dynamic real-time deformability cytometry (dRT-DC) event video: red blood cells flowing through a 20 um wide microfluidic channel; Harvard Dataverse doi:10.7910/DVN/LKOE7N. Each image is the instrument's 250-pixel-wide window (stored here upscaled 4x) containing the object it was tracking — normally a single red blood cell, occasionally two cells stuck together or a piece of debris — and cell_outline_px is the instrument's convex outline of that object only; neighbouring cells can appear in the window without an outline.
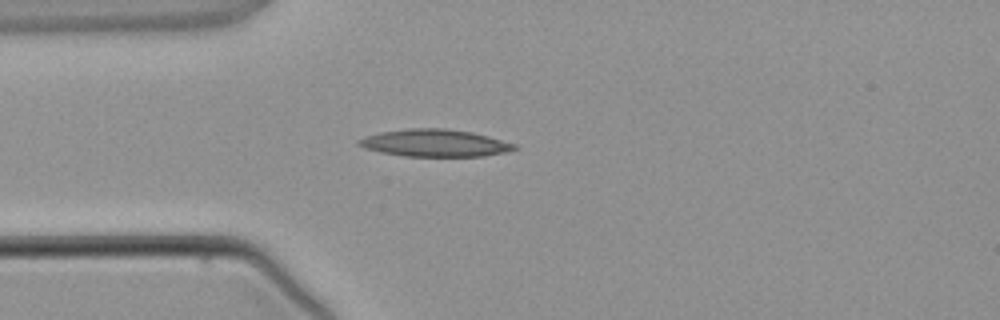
{"species": "common noctule bat (a hibernating species)", "species_latin": "Nyctalus noctula", "temperature_condition": "warm", "stored_images_in_passage": 2, "camera_frame_rate_fps": 3000, "um_per_image_px": 0.085, "animal": {"sex": "male", "body_mass_g": 21.5, "forearm_length_mm": 52.0}, "frame": {"image": 1, "passage_image": 2, "time_ms": 1.333, "image_size_px": [1000, 320], "cell_outline_px": [[520, 148], [508, 152], [484, 156], [404, 156], [380, 152], [364, 148], [356, 144], [356, 140], [380, 132], [408, 128], [444, 128], [472, 132], [488, 136], [516, 144]], "centroid_in_image_um": [36.98, 12.16], "position_along_channel_um": 48.0, "area_um2": 24.85}}